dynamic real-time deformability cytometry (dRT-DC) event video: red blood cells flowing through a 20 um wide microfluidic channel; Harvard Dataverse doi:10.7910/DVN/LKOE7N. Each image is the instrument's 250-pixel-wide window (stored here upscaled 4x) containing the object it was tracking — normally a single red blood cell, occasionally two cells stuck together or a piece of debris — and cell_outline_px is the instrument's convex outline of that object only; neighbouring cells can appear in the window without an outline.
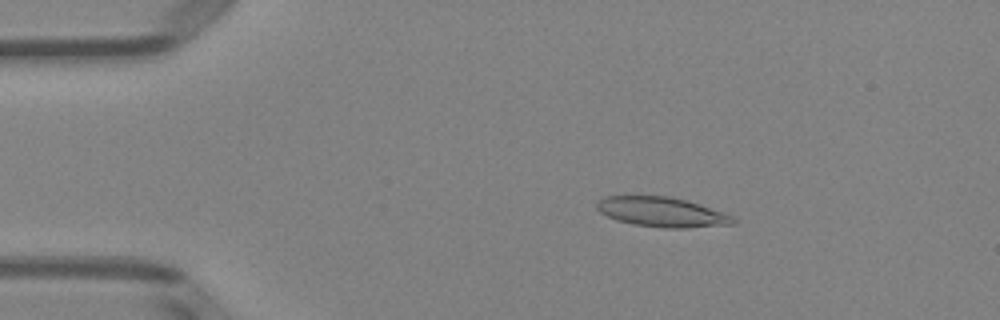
{"species": "Egyptian fruit bat (a non-hibernating species)", "species_latin": "Rousettus aegyptiacus", "temperature_condition": "room temperature", "stored_images_in_passage": 51, "camera_frame_rate_fps": 3000, "um_per_image_px": 0.085, "animal": {"sex": "female"}, "frame": {"image": 1, "passage_image": 9, "time_ms": 2.667, "image_size_px": [1000, 320], "cell_outline_px": [[736, 224], [684, 228], [664, 228], [632, 224], [616, 220], [600, 212], [596, 208], [596, 204], [604, 196], [672, 196], [688, 200], [724, 212], [732, 216], [736, 220]], "centroid_in_image_um": [56.28, 18.02], "position_along_channel_um": 28.7, "area_um2": 23.81}}
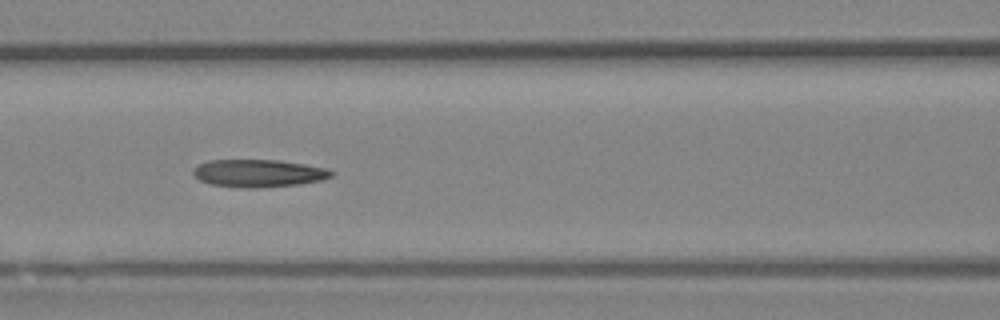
{"frame": {"image": 2, "passage_image": 22, "time_ms": 7.0, "image_size_px": [1000, 320], "cell_outline_px": [[336, 172], [332, 176], [324, 180], [300, 184], [256, 188], [244, 188], [212, 184], [200, 180], [192, 172], [200, 164], [208, 160], [280, 160], [328, 168]], "centroid_in_image_um": [22.06, 14.72], "position_along_channel_um": 144.5, "area_um2": 22.25}}
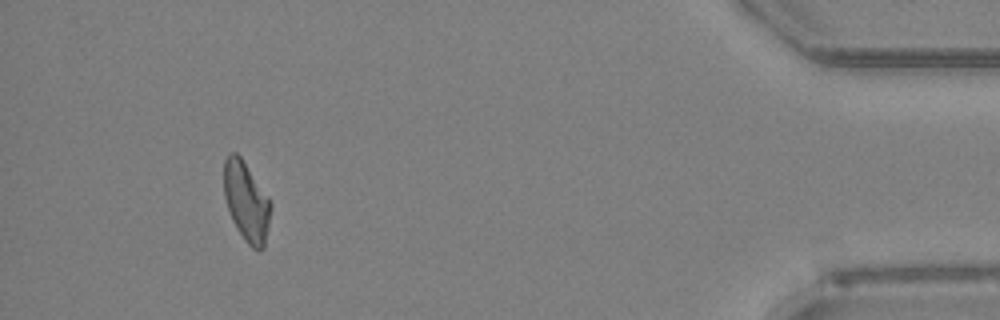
{"frame": {"image": 3, "passage_image": 47, "time_ms": 15.333, "image_size_px": [1000, 320], "cell_outline_px": [[272, 208], [264, 248], [260, 252], [256, 252], [244, 240], [232, 220], [224, 196], [224, 160], [228, 152], [236, 152], [240, 156], [268, 196], [272, 204]], "centroid_in_image_um": [20.95, 17.16], "position_along_channel_um": 414.2, "area_um2": 21.85}, "authors_computed_cell_mechanics": {"area_um2": 22.1374, "velocity_mm_per_s": 4.0082, "shape_relaxation_time_tau1_ms": null, "shape_relaxation_time_tau2_ms": 3.7097, "deformation_change_tau1": null, "deformation_change_tau2": 0.1469}}